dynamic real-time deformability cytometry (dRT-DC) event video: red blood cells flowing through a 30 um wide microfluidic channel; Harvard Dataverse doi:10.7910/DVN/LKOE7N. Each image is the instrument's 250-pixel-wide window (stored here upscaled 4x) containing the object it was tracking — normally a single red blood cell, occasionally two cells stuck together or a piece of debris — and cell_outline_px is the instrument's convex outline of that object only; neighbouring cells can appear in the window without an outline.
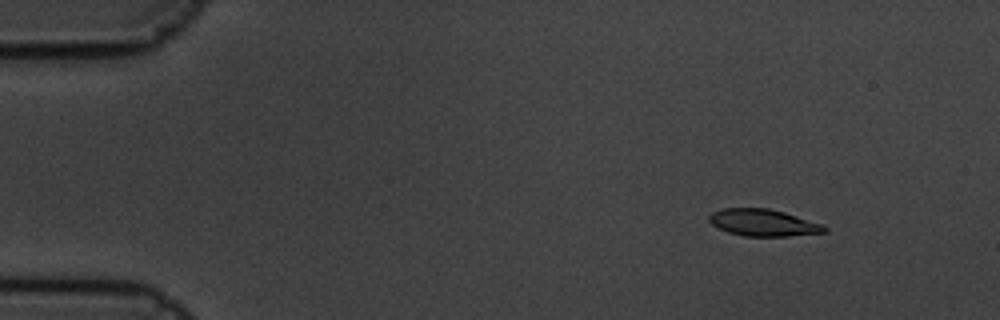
{"species": "common noctule bat (a hibernating species)", "species_latin": "Nyctalus noctula", "temperature_condition": "cold", "stored_images_in_passage": 5, "camera_frame_rate_fps": 3000, "um_per_image_px": 0.085, "animal": {"sex": "male", "body_mass_g": 19.5, "forearm_length_mm": 54.6}, "frame": {"image": 1, "passage_image": 2, "time_ms": 0.333, "image_size_px": [1000, 320], "cell_outline_px": [[828, 232], [788, 236], [744, 236], [728, 232], [712, 224], [708, 220], [708, 216], [712, 212], [724, 208], [768, 208], [784, 212], [824, 224], [828, 228]], "centroid_in_image_um": [64.91, 18.93], "position_along_channel_um": 20.1, "area_um2": 18.15}}
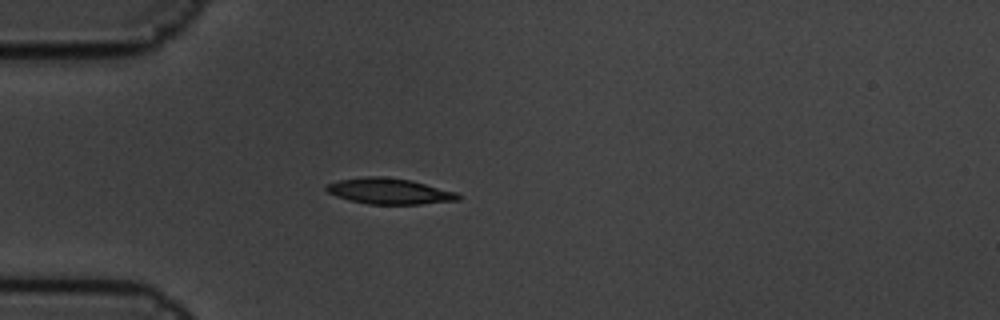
{"frame": {"image": 2, "passage_image": 5, "time_ms": 1.333, "image_size_px": [1000, 320], "cell_outline_px": [[460, 200], [420, 204], [368, 204], [348, 200], [336, 196], [328, 192], [324, 188], [328, 184], [340, 180], [364, 176], [384, 176], [412, 180], [456, 192], [460, 196]], "centroid_in_image_um": [33.09, 16.25], "position_along_channel_um": 51.9, "area_um2": 19.88}}